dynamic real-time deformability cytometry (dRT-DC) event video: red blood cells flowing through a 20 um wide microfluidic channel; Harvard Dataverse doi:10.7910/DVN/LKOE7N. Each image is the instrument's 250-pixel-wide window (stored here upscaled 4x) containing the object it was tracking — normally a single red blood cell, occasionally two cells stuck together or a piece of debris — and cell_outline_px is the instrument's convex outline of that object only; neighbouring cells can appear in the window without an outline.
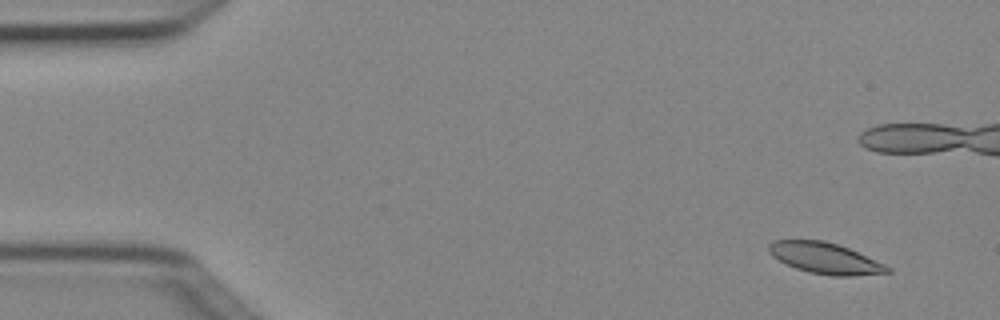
{"species": "Egyptian fruit bat (a non-hibernating species)", "species_latin": "Rousettus aegyptiacus", "temperature_condition": "cold", "stored_images_in_passage": 8, "segment_of_instrument_passage": [1, 2], "camera_frame_rate_fps": 3000, "um_per_image_px": 0.085, "animal": {"sex": "female"}, "frame": {"image": 1, "passage_image": 1, "time_ms": 0.0, "image_size_px": [1000, 320], "cell_outline_px": [[892, 272], [852, 276], [832, 276], [808, 272], [796, 268], [772, 256], [768, 252], [768, 244], [772, 240], [824, 240], [848, 248], [884, 264], [892, 268]], "centroid_in_image_um": [70.12, 21.95], "position_along_channel_um": 14.9, "area_um2": 21.33}}
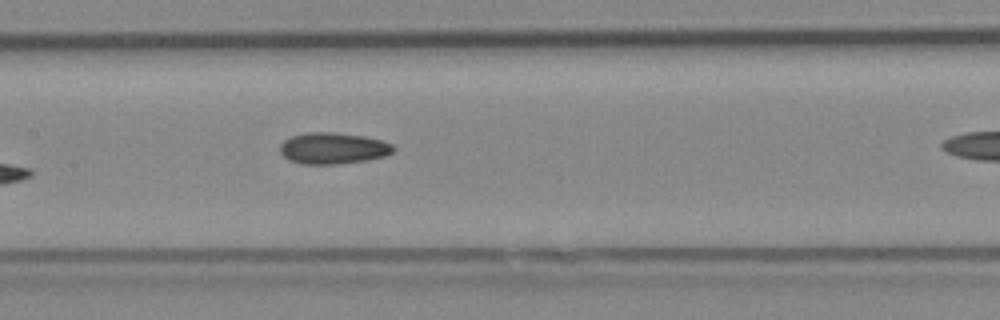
{"frame": {"image": 2, "passage_image": 7, "time_ms": 2.0, "image_size_px": [1000, 320], "cell_outline_px": [[396, 148], [392, 152], [384, 156], [364, 160], [336, 164], [304, 164], [288, 160], [280, 152], [280, 144], [284, 140], [292, 136], [308, 132], [332, 132], [364, 136], [380, 140], [392, 144]], "centroid_in_image_um": [28.28, 12.6], "position_along_channel_um": 179.1, "area_um2": 20.58}}